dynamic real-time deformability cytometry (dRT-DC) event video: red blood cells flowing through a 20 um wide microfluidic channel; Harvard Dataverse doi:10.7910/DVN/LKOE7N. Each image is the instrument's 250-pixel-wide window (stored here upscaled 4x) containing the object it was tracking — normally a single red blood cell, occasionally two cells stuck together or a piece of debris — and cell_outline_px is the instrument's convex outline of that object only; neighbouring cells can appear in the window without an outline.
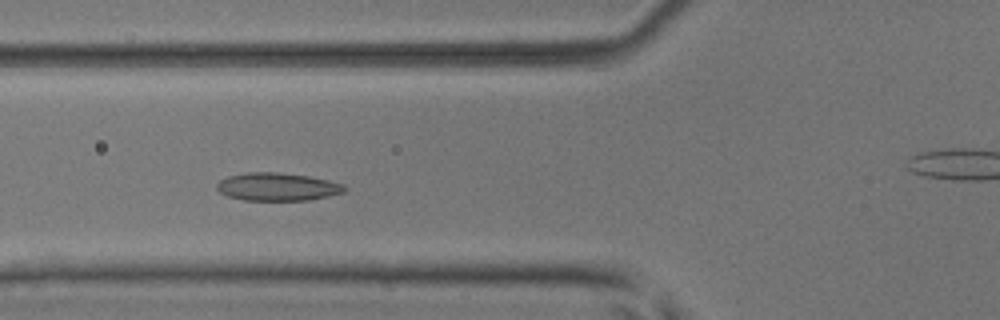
{"species": "common noctule bat (a hibernating species)", "species_latin": "Nyctalus noctula", "temperature_condition": "room temperature", "stored_images_in_passage": 6, "camera_frame_rate_fps": 3000, "um_per_image_px": 0.085, "animal": {"sex": "male", "body_mass_g": 17.9, "forearm_length_mm": 54.2}, "frame": {"image": 1, "passage_image": 4, "time_ms": 1.0, "image_size_px": [1000, 320], "cell_outline_px": [[348, 188], [344, 192], [328, 196], [308, 200], [244, 200], [228, 196], [220, 192], [216, 188], [216, 184], [220, 180], [228, 176], [248, 172], [276, 172], [308, 176], [328, 180], [344, 184]], "centroid_in_image_um": [23.59, 15.87], "position_along_channel_um": 102.2, "area_um2": 20.75}}
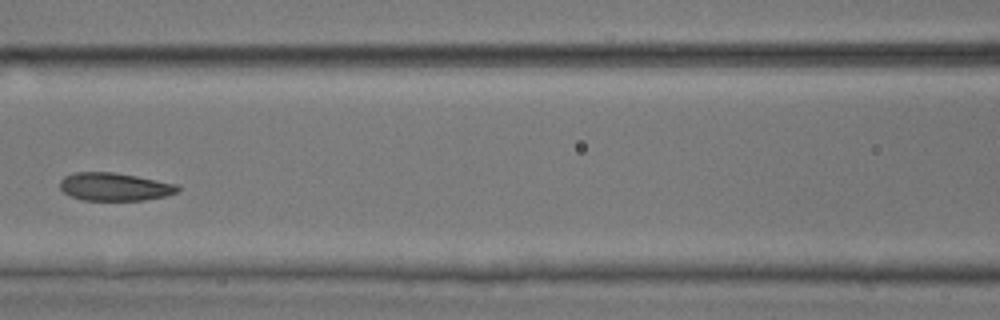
{"frame": {"image": 2, "passage_image": 5, "time_ms": 1.333, "image_size_px": [1000, 320], "cell_outline_px": [[180, 188], [176, 192], [164, 196], [144, 200], [80, 200], [64, 192], [60, 188], [60, 180], [64, 176], [76, 172], [112, 172], [136, 176], [176, 184]], "centroid_in_image_um": [9.7, 15.87], "position_along_channel_um": 156.9, "area_um2": 19.02}}